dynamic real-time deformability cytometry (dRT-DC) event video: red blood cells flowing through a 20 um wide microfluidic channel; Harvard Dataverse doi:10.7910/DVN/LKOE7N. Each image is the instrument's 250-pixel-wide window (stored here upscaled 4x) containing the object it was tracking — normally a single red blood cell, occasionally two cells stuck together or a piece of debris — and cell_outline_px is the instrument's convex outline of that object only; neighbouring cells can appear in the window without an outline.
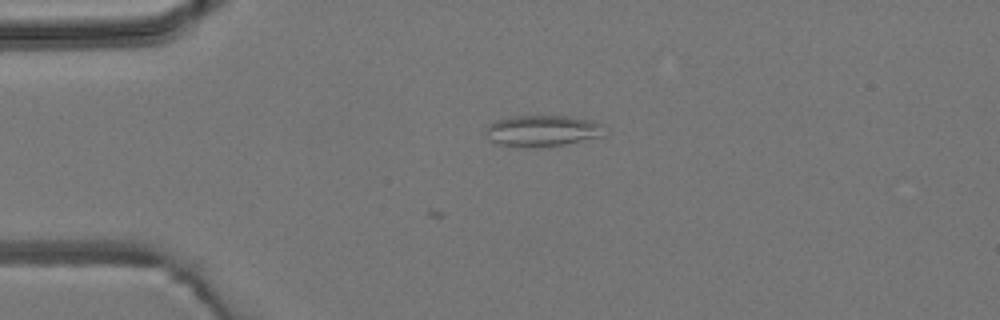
{"species": "common noctule bat (a hibernating species)", "species_latin": "Nyctalus noctula", "temperature_condition": "room temperature", "stored_images_in_passage": 5, "camera_frame_rate_fps": 3000, "um_per_image_px": 0.085, "animal": {"sex": "male", "body_mass_g": 19.2, "forearm_length_mm": 51.8}, "frame": {"image": 1, "passage_image": 1, "time_ms": 0.0, "image_size_px": [1000, 320], "cell_outline_px": [[608, 136], [544, 148], [520, 148], [496, 144], [488, 140], [484, 132], [484, 128], [488, 124], [496, 120], [508, 116], [568, 116], [588, 120], [604, 124], [608, 128]], "centroid_in_image_um": [46.12, 11.15], "position_along_channel_um": 38.9, "area_um2": 22.77}}
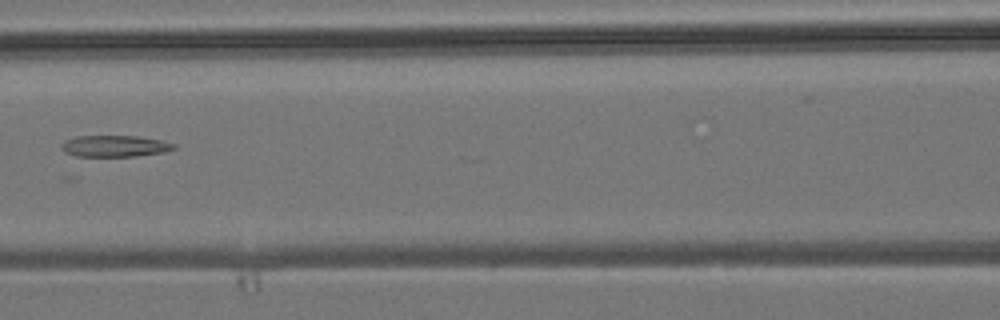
{"frame": {"image": 2, "passage_image": 4, "time_ms": 3.667, "image_size_px": [1000, 320], "cell_outline_px": [[176, 148], [164, 152], [136, 156], [76, 156], [64, 152], [60, 148], [60, 144], [64, 140], [76, 136], [140, 136], [160, 140], [176, 144]], "centroid_in_image_um": [9.72, 12.41], "position_along_channel_um": 156.9, "area_um2": 14.16}}
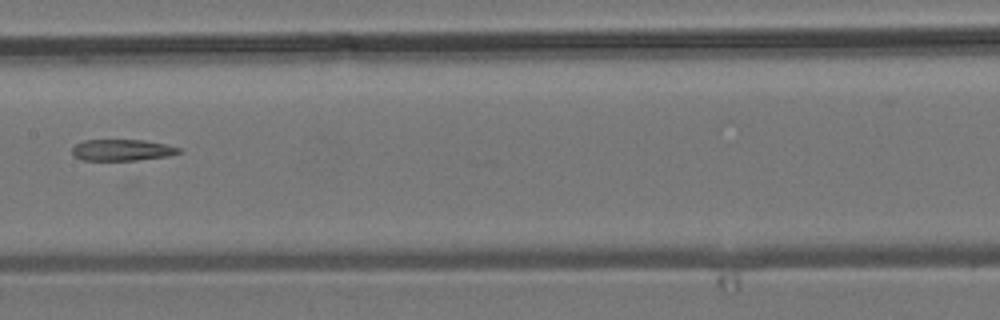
{"frame": {"image": 3, "passage_image": 5, "time_ms": 4.667, "image_size_px": [1000, 320], "cell_outline_px": [[184, 152], [168, 156], [136, 160], [84, 160], [72, 156], [72, 148], [76, 144], [84, 140], [144, 140], [164, 144], [180, 148]], "centroid_in_image_um": [10.38, 12.75], "position_along_channel_um": 197.0, "area_um2": 13.29}}